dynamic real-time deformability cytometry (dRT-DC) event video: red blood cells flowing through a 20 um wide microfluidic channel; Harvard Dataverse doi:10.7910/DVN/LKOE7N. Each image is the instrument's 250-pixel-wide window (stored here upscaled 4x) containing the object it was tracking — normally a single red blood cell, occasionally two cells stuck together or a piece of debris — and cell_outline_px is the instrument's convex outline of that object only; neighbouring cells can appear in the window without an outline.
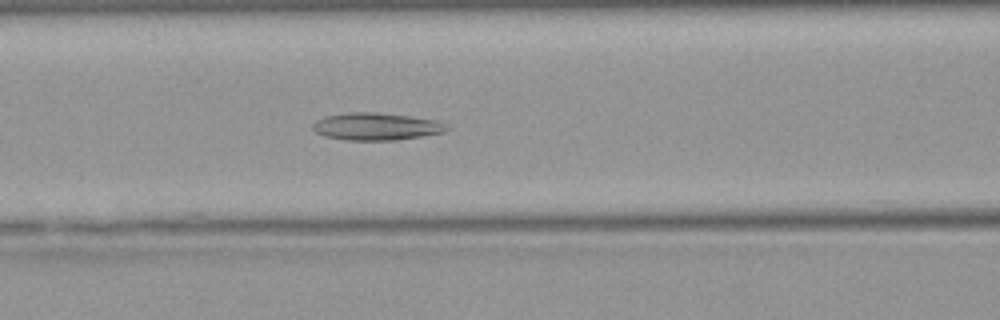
{"species": "Egyptian fruit bat (a non-hibernating species)", "species_latin": "Rousettus aegyptiacus", "temperature_condition": "warm", "stored_images_in_passage": 37, "camera_frame_rate_fps": 3000, "um_per_image_px": 0.085, "animal": {"sex": "female"}, "frame": {"image": 1, "passage_image": 17, "time_ms": 5.333, "image_size_px": [1000, 320], "cell_outline_px": [[448, 128], [440, 132], [420, 136], [396, 140], [344, 140], [324, 136], [316, 132], [312, 128], [312, 124], [316, 120], [324, 116], [344, 112], [376, 112], [408, 116], [436, 120], [448, 124]], "centroid_in_image_um": [31.91, 10.74], "position_along_channel_um": 134.7, "area_um2": 21.33}}
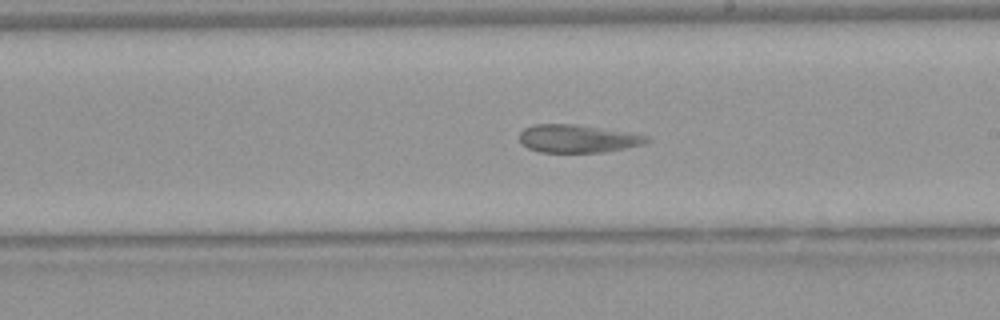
{"frame": {"image": 2, "passage_image": 25, "time_ms": 8.0, "image_size_px": [1000, 320], "cell_outline_px": [[652, 140], [644, 144], [624, 148], [600, 152], [540, 152], [528, 148], [520, 140], [520, 132], [524, 128], [536, 124], [576, 124], [628, 132], [648, 136]], "centroid_in_image_um": [49.11, 11.78], "position_along_channel_um": 239.9, "area_um2": 20.58}}
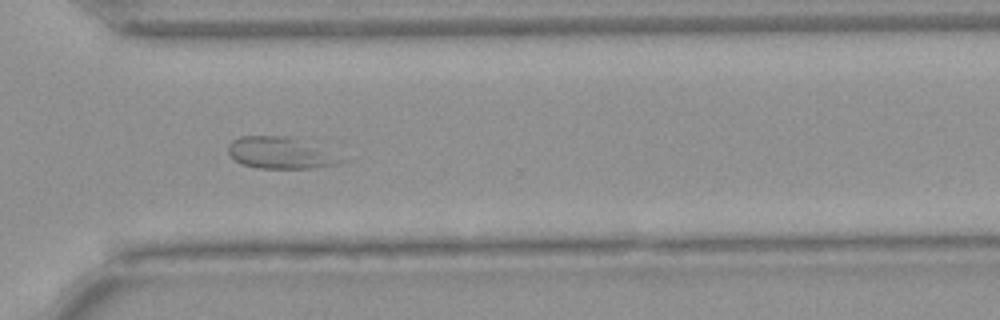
{"frame": {"image": 3, "passage_image": 33, "time_ms": 10.667, "image_size_px": [1000, 320], "cell_outline_px": [[344, 160], [336, 164], [316, 168], [256, 168], [240, 164], [228, 152], [228, 144], [232, 140], [240, 136], [284, 136]], "centroid_in_image_um": [23.63, 13.03], "position_along_channel_um": 347.0, "area_um2": 19.59}, "authors_computed_cell_mechanics": {"area_um2": 21.3282, "velocity_mm_per_s": 3.9828, "shape_relaxation_time_tau1_ms": null, "shape_relaxation_time_tau2_ms": 2.3327, "deformation_change_tau1": null, "deformation_change_tau2": 0.084}}